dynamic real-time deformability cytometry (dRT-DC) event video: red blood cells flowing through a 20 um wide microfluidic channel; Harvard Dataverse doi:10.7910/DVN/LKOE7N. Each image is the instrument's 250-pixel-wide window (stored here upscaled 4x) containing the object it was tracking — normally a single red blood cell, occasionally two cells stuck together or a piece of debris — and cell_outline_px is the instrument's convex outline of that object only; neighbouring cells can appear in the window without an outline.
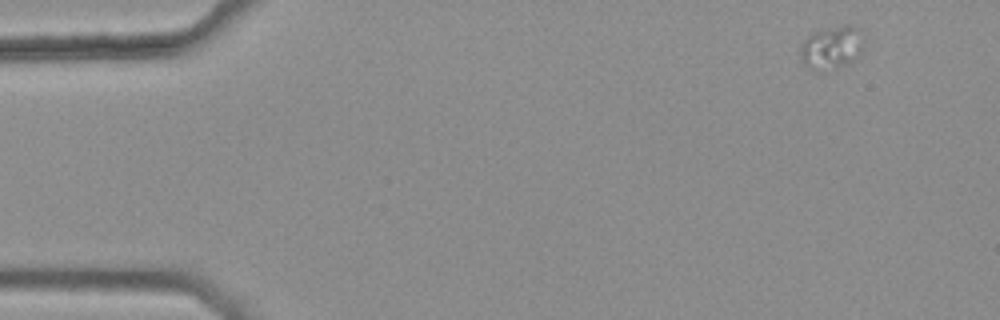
{"species": "common noctule bat (a hibernating species)", "species_latin": "Nyctalus noctula", "temperature_condition": "warm", "stored_images_in_passage": 6, "camera_frame_rate_fps": 3000, "um_per_image_px": 0.085, "animal": {"sex": "female", "body_mass_g": 25.1}, "frame": {"image": 1, "passage_image": 1, "time_ms": 0.0, "image_size_px": [1000, 320], "cell_outline_px": [[860, 52], [852, 60], [844, 64], [820, 72], [816, 72], [808, 68], [800, 60], [800, 48], [804, 40], [808, 36], [820, 28], [844, 24], [852, 24], [860, 28]], "centroid_in_image_um": [70.61, 4.01], "position_along_channel_um": 14.4, "area_um2": 15.9}}